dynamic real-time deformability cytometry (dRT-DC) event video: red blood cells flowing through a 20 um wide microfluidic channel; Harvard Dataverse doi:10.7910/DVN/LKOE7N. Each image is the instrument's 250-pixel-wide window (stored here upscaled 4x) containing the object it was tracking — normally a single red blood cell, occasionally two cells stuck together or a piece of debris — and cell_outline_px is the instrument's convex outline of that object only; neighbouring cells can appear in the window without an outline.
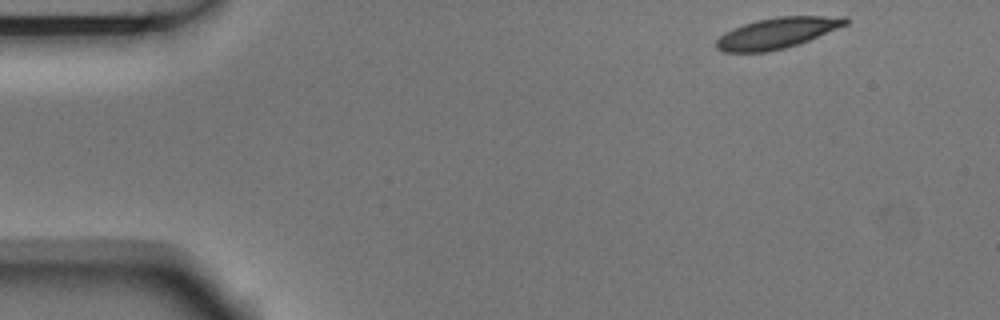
{"species": "Egyptian fruit bat (a non-hibernating species)", "species_latin": "Rousettus aegyptiacus", "temperature_condition": "room temperature", "stored_images_in_passage": 3, "camera_frame_rate_fps": 3000, "um_per_image_px": 0.085, "animal": {"sex": "male"}, "frame": {"image": 1, "passage_image": 1, "time_ms": 0.0, "image_size_px": [1000, 320], "cell_outline_px": [[848, 24], [808, 40], [784, 48], [768, 52], [724, 52], [716, 48], [716, 40], [724, 32], [732, 28], [756, 20], [776, 16], [848, 16]], "centroid_in_image_um": [66.04, 2.79], "position_along_channel_um": 19.0, "area_um2": 23.18}}
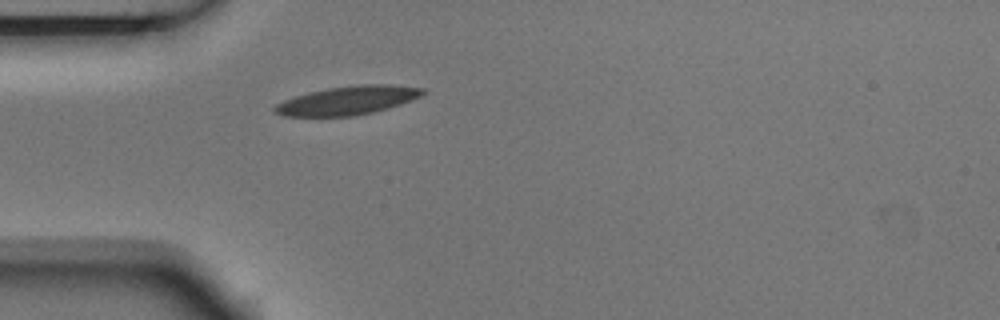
{"frame": {"image": 2, "passage_image": 3, "time_ms": 0.667, "image_size_px": [1000, 320], "cell_outline_px": [[428, 92], [412, 100], [388, 108], [356, 116], [284, 116], [276, 112], [272, 108], [276, 104], [284, 100], [308, 92], [328, 88], [360, 84], [392, 84], [424, 88]], "centroid_in_image_um": [29.59, 8.53], "position_along_channel_um": 55.4, "area_um2": 24.74}}